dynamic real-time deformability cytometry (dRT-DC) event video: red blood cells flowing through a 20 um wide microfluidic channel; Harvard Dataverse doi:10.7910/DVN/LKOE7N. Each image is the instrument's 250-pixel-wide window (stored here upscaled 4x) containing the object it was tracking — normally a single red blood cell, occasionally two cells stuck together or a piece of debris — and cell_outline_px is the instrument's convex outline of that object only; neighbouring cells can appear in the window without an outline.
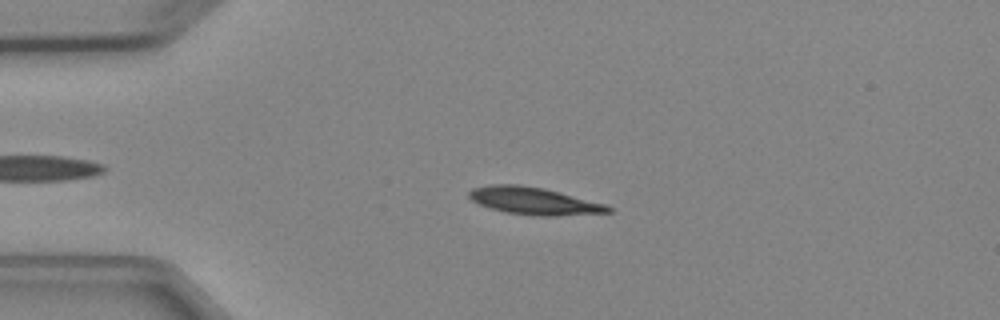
{"species": "Egyptian fruit bat (a non-hibernating species)", "species_latin": "Rousettus aegyptiacus", "temperature_condition": "cold", "stored_images_in_passage": 5, "camera_frame_rate_fps": 3000, "um_per_image_px": 0.085, "animal": {"sex": "female"}, "frame": {"image": 1, "passage_image": 4, "time_ms": 3.667, "image_size_px": [1000, 320], "cell_outline_px": [[612, 212], [556, 216], [536, 216], [504, 212], [488, 208], [472, 200], [468, 196], [468, 192], [472, 188], [488, 184], [520, 184], [544, 188], [608, 204], [612, 208]], "centroid_in_image_um": [45.39, 17.07], "position_along_channel_um": 39.6, "area_um2": 22.48}}